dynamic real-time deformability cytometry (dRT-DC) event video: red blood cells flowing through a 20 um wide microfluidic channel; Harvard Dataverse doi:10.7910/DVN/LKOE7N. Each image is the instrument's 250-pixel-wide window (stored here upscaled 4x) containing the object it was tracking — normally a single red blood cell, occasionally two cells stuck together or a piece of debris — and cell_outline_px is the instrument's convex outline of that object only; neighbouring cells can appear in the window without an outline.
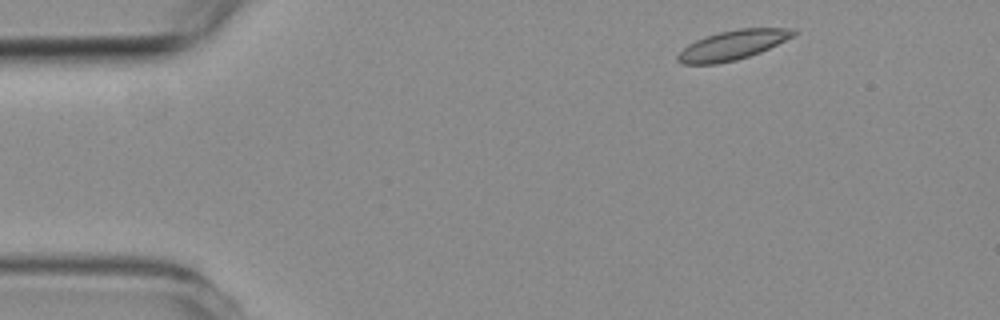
{"species": "common noctule bat (a hibernating species)", "species_latin": "Nyctalus noctula", "temperature_condition": "room temperature", "stored_images_in_passage": 3, "camera_frame_rate_fps": 3000, "um_per_image_px": 0.085, "animal": {"sex": "female", "body_mass_g": 19.3, "forearm_length_mm": 54.1}, "frame": {"image": 1, "passage_image": 1, "time_ms": 0.0, "image_size_px": [1000, 320], "cell_outline_px": [[800, 32], [760, 52], [736, 60], [716, 64], [684, 64], [676, 60], [676, 56], [688, 44], [696, 40], [720, 32], [740, 28], [796, 28]], "centroid_in_image_um": [62.28, 3.83], "position_along_channel_um": 22.7, "area_um2": 19.65}}